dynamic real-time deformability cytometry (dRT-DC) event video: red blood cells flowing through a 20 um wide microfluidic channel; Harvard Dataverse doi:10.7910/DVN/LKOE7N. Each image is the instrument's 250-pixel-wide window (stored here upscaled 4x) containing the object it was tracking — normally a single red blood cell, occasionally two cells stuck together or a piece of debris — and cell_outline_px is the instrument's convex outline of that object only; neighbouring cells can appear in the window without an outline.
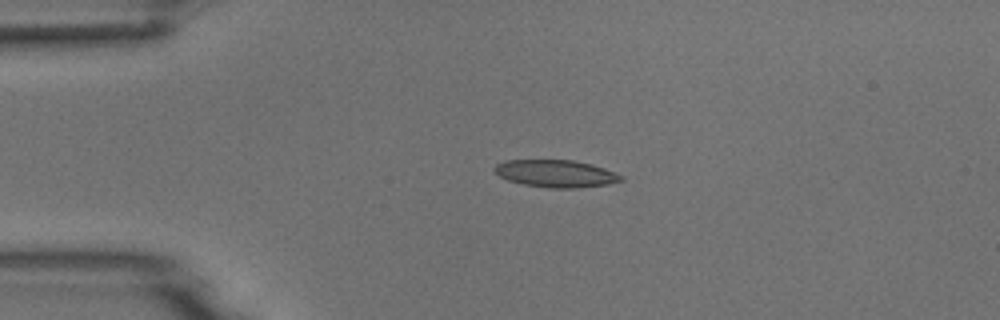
{"species": "common noctule bat (a hibernating species)", "species_latin": "Nyctalus noctula", "temperature_condition": "room temperature", "stored_images_in_passage": 5, "camera_frame_rate_fps": 3000, "um_per_image_px": 0.085, "animal": {"sex": "male", "body_mass_g": 18.8}, "frame": {"image": 1, "passage_image": 3, "time_ms": 3.0, "image_size_px": [1000, 320], "cell_outline_px": [[624, 180], [608, 184], [576, 188], [548, 188], [524, 184], [508, 180], [500, 176], [492, 168], [496, 164], [504, 160], [572, 160], [592, 164], [604, 168], [624, 176]], "centroid_in_image_um": [47.26, 14.75], "position_along_channel_um": 37.7, "area_um2": 20.17}}
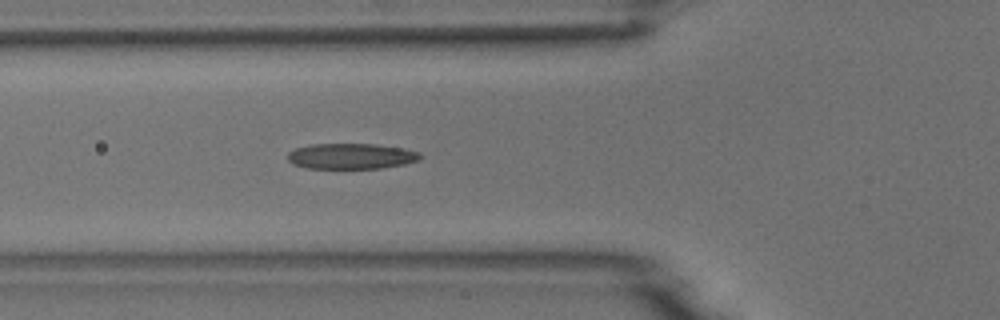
{"frame": {"image": 2, "passage_image": 5, "time_ms": 5.333, "image_size_px": [1000, 320], "cell_outline_px": [[424, 156], [420, 160], [404, 164], [380, 168], [308, 168], [292, 164], [288, 160], [288, 152], [296, 148], [312, 144], [376, 144], [404, 148], [420, 152]], "centroid_in_image_um": [29.89, 13.27], "position_along_channel_um": 95.9, "area_um2": 19.88}}